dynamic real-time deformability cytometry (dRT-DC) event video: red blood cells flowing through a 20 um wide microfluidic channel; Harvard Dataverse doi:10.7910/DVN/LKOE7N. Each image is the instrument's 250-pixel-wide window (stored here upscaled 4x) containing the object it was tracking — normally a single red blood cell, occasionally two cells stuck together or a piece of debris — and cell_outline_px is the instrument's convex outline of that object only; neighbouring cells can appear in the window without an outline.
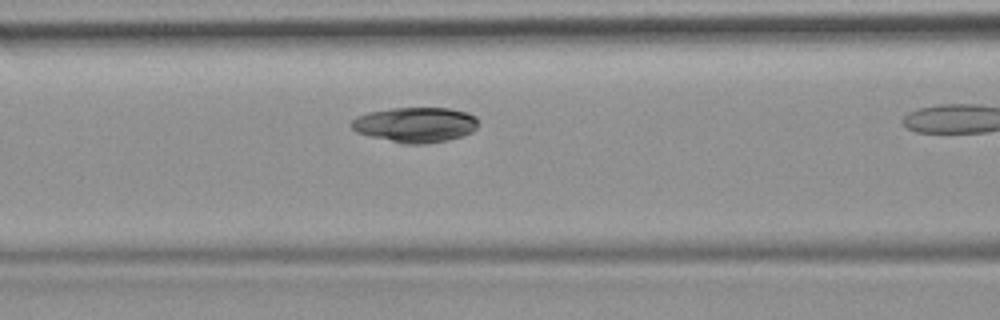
{"species": "common noctule bat (a hibernating species)", "species_latin": "Nyctalus noctula", "temperature_condition": "room temperature", "stored_images_in_passage": 4, "camera_frame_rate_fps": 3000, "um_per_image_px": 0.085, "animal": {"sex": "female", "body_mass_g": 19.9}, "frame": {"image": 1, "passage_image": 3, "time_ms": 0.667, "image_size_px": [1000, 320], "cell_outline_px": [[476, 128], [472, 132], [448, 140], [424, 144], [404, 144], [356, 132], [348, 124], [356, 116], [368, 112], [392, 108], [448, 108], [468, 112], [476, 116]], "centroid_in_image_um": [35.28, 10.59], "position_along_channel_um": 131.3, "area_um2": 25.95}}